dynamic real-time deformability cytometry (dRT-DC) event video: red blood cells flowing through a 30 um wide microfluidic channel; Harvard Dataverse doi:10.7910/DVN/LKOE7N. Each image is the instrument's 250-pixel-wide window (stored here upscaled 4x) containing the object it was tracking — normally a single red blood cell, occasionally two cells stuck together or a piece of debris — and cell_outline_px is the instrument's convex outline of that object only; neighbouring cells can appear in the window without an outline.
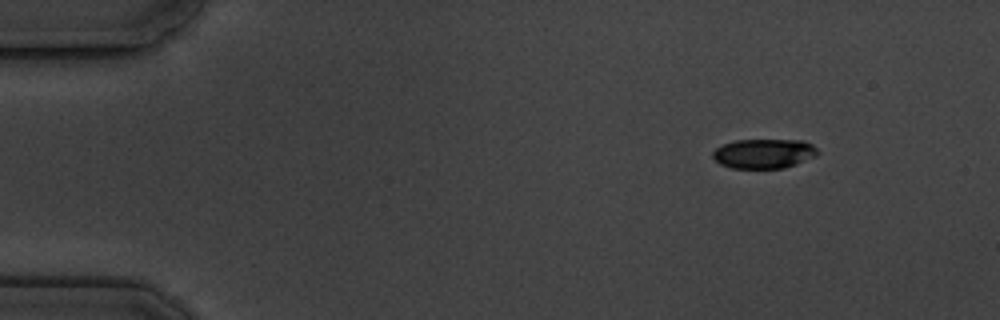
{"species": "common noctule bat (a hibernating species)", "species_latin": "Nyctalus noctula", "temperature_condition": "cold", "stored_images_in_passage": 5, "camera_frame_rate_fps": 3000, "um_per_image_px": 0.085, "animal": {"sex": "male", "body_mass_g": 19.5, "forearm_length_mm": 54.6}, "frame": {"image": 1, "passage_image": 1, "time_ms": 0.0, "image_size_px": [1000, 320], "cell_outline_px": [[820, 152], [816, 156], [796, 164], [784, 168], [732, 168], [720, 164], [712, 156], [712, 152], [716, 148], [724, 144], [736, 140], [804, 140], [812, 144]], "centroid_in_image_um": [64.95, 13.05], "position_along_channel_um": 20.0, "area_um2": 18.09}}
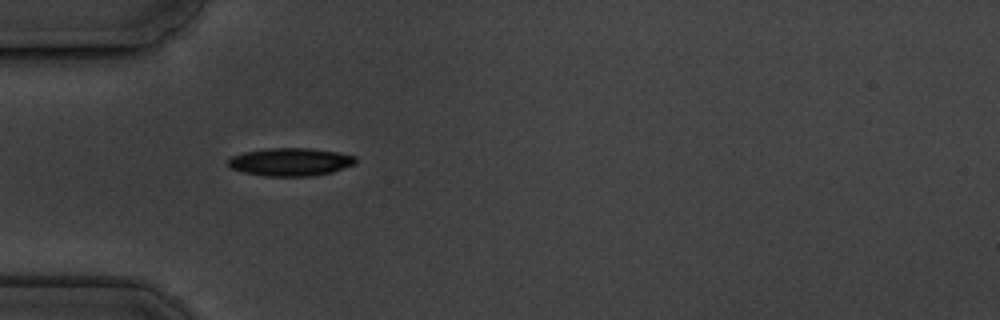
{"frame": {"image": 2, "passage_image": 4, "time_ms": 3.667, "image_size_px": [1000, 320], "cell_outline_px": [[356, 164], [332, 172], [312, 176], [264, 176], [244, 172], [228, 168], [228, 160], [232, 156], [244, 152], [268, 148], [312, 148], [336, 152], [356, 156]], "centroid_in_image_um": [24.69, 13.76], "position_along_channel_um": 60.3, "area_um2": 20.87}}